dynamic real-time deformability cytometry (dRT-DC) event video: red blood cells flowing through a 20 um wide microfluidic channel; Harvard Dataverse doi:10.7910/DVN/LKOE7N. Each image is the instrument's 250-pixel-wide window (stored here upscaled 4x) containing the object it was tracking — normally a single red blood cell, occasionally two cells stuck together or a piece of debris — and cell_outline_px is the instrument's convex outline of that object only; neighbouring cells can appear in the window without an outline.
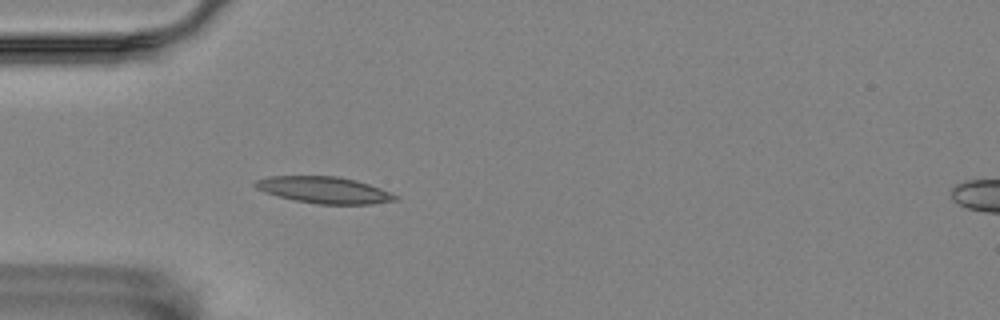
{"species": "Egyptian fruit bat (a non-hibernating species)", "species_latin": "Rousettus aegyptiacus", "temperature_condition": "room temperature", "stored_images_in_passage": 56, "camera_frame_rate_fps": 3000, "um_per_image_px": 0.085, "animal": {"sex": "female"}, "frame": {"image": 1, "passage_image": 16, "time_ms": 5.0, "image_size_px": [1000, 320], "cell_outline_px": [[400, 200], [372, 204], [316, 204], [296, 200], [264, 192], [256, 188], [252, 184], [256, 180], [268, 176], [336, 176], [356, 180], [380, 188], [400, 196]], "centroid_in_image_um": [27.58, 16.15], "position_along_channel_um": 57.4, "area_um2": 21.73}}
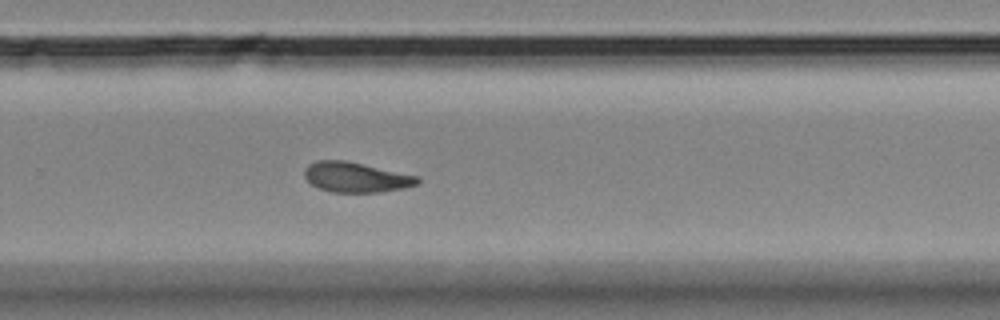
{"frame": {"image": 2, "passage_image": 37, "time_ms": 12.0, "image_size_px": [1000, 320], "cell_outline_px": [[420, 184], [404, 188], [380, 192], [332, 192], [320, 188], [312, 184], [304, 176], [304, 168], [308, 164], [316, 160], [344, 160], [420, 176]], "centroid_in_image_um": [30.28, 15.06], "position_along_channel_um": 299.5, "area_um2": 19.88}}
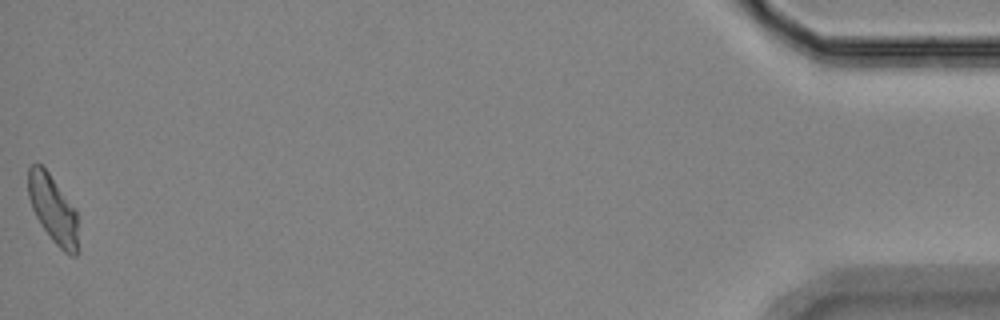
{"frame": {"image": 3, "passage_image": 56, "time_ms": 18.333, "image_size_px": [1000, 320], "cell_outline_px": [[80, 252], [76, 256], [72, 256], [64, 252], [52, 240], [40, 224], [32, 208], [28, 196], [28, 168], [32, 164], [40, 164], [48, 172], [76, 208], [80, 248]], "centroid_in_image_um": [4.56, 17.84], "position_along_channel_um": 430.6, "area_um2": 20.17}, "authors_computed_cell_mechanics": {"area_um2": 20.23, "velocity_mm_per_s": 3.5221, "shape_relaxation_time_tau1_ms": 7.9284, "shape_relaxation_time_tau2_ms": 5.2755, "deformation_change_tau1": 0.1952, "deformation_change_tau2": 0.1117}}